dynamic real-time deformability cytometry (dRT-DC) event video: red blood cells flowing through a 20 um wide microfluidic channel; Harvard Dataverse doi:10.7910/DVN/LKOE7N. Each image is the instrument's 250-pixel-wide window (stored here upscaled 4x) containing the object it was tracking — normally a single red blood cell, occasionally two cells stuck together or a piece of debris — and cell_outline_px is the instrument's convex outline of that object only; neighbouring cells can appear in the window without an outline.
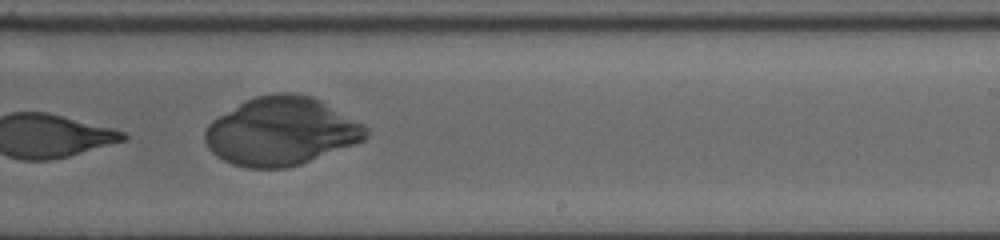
{"species": "human", "species_latin": "Homo sapiens", "temperature_condition": "cold", "stored_images_in_passage": 36, "camera_frame_rate_fps": 3000, "um_per_image_px": 0.085, "donor": {"sex": "female"}, "frame": {"image": 1, "passage_image": 27, "time_ms": 12.0, "image_size_px": [1000, 240], "cell_outline_px": [[368, 136], [364, 140], [300, 164], [288, 168], [248, 168], [232, 164], [216, 156], [208, 148], [204, 140], [204, 132], [208, 124], [212, 120], [244, 100], [256, 96], [272, 92], [292, 92], [312, 96], [320, 100], [364, 124], [368, 128]], "centroid_in_image_um": [23.88, 11.15], "position_along_channel_um": 265.1, "area_um2": 64.04}}